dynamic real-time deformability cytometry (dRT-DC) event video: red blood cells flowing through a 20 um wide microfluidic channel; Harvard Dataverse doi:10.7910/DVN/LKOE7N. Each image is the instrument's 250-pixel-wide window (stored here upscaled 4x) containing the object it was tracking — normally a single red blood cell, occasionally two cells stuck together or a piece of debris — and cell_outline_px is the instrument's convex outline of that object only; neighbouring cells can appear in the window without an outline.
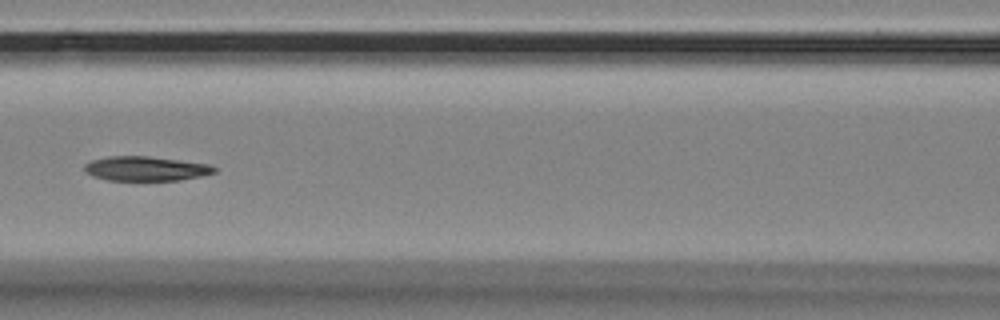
{"species": "Egyptian fruit bat (a non-hibernating species)", "species_latin": "Rousettus aegyptiacus", "temperature_condition": "room temperature", "stored_images_in_passage": 11, "camera_frame_rate_fps": 3000, "um_per_image_px": 0.085, "animal": {"sex": "female"}, "frame": {"image": 1, "passage_image": 7, "time_ms": 2.0, "image_size_px": [1000, 320], "cell_outline_px": [[216, 172], [200, 176], [180, 180], [108, 180], [92, 176], [84, 172], [84, 164], [92, 160], [108, 156], [148, 156], [212, 164], [216, 168]], "centroid_in_image_um": [12.39, 14.33], "position_along_channel_um": 154.2, "area_um2": 18.61}}
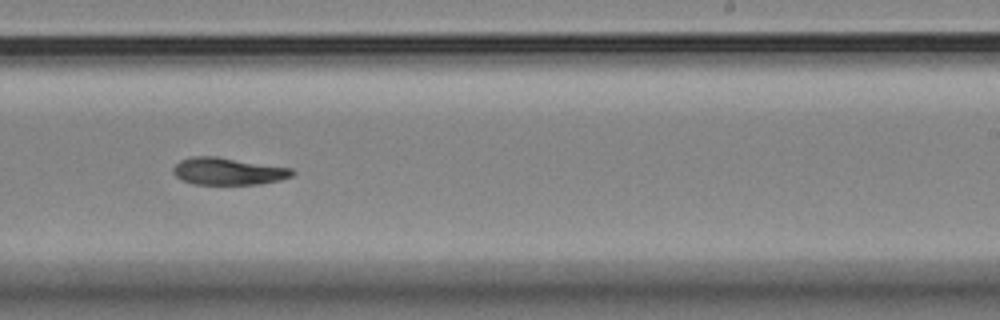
{"frame": {"image": 2, "passage_image": 10, "time_ms": 3.0, "image_size_px": [1000, 320], "cell_outline_px": [[296, 172], [292, 176], [280, 180], [260, 184], [192, 184], [180, 180], [172, 172], [172, 168], [180, 160], [192, 156], [216, 156], [292, 168]], "centroid_in_image_um": [19.37, 14.56], "position_along_channel_um": 269.6, "area_um2": 19.02}}
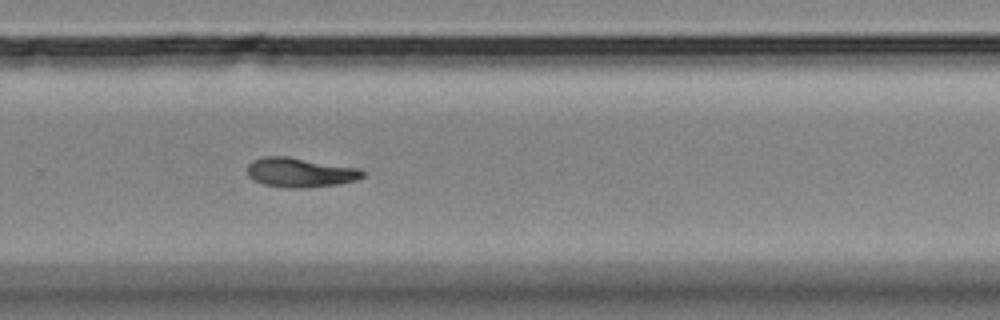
{"frame": {"image": 3, "passage_image": 11, "time_ms": 3.333, "image_size_px": [1000, 320], "cell_outline_px": [[364, 176], [356, 180], [340, 184], [300, 188], [288, 188], [264, 184], [252, 180], [248, 176], [248, 164], [252, 160], [264, 156], [288, 156], [360, 168], [364, 172]], "centroid_in_image_um": [25.51, 14.65], "position_along_channel_um": 304.3, "area_um2": 19.94}}